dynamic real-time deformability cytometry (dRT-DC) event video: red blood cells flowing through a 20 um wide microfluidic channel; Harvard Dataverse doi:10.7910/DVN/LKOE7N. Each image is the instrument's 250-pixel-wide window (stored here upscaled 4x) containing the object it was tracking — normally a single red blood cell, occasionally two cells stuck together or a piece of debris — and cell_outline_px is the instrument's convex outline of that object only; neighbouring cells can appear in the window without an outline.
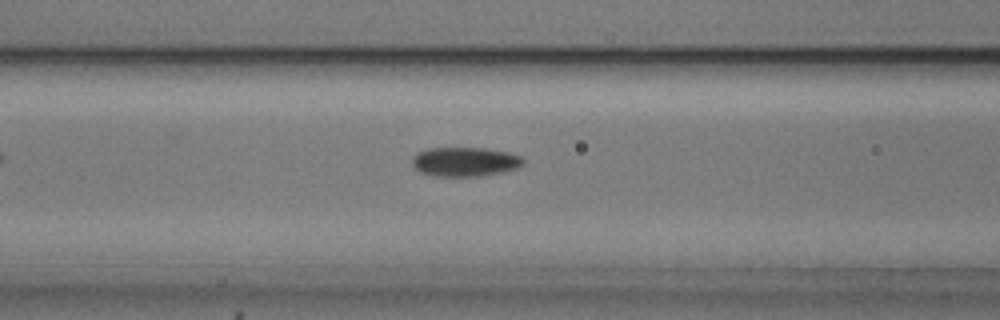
{"species": "common noctule bat (a hibernating species)", "species_latin": "Nyctalus noctula", "temperature_condition": "cold", "stored_images_in_passage": 41, "camera_frame_rate_fps": 3000, "um_per_image_px": 0.085, "animal": {"sex": "male", "body_mass_g": 20.5, "forearm_length_mm": 52.5}, "frame": {"image": 1, "passage_image": 8, "time_ms": 2.333, "image_size_px": [1000, 320], "cell_outline_px": [[524, 164], [516, 168], [504, 172], [480, 176], [432, 176], [420, 172], [412, 164], [412, 156], [416, 152], [428, 148], [484, 148], [508, 152], [520, 156], [524, 160]], "centroid_in_image_um": [39.5, 13.75], "position_along_channel_um": 127.1, "area_um2": 19.07}}
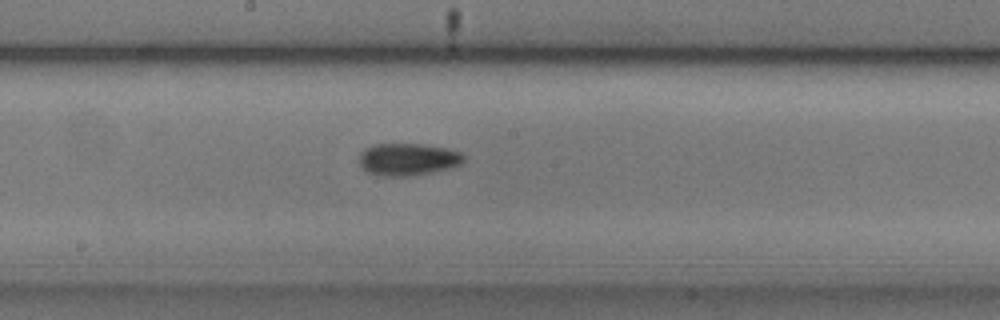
{"frame": {"image": 2, "passage_image": 15, "time_ms": 4.667, "image_size_px": [1000, 320], "cell_outline_px": [[464, 160], [460, 164], [448, 168], [408, 176], [388, 176], [368, 172], [360, 164], [360, 152], [364, 148], [372, 144], [424, 144], [448, 148], [460, 152], [464, 156]], "centroid_in_image_um": [34.66, 13.52], "position_along_channel_um": 213.5, "area_um2": 19.42}}
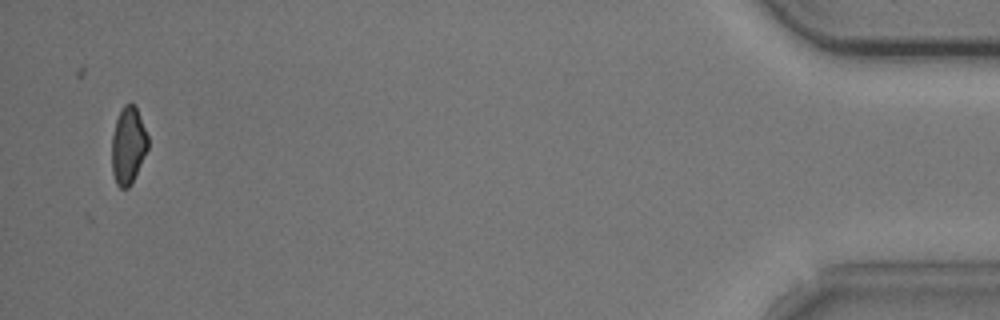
{"frame": {"image": 3, "passage_image": 39, "time_ms": 12.667, "image_size_px": [1000, 320], "cell_outline_px": [[148, 148], [132, 184], [128, 188], [120, 188], [116, 184], [112, 172], [112, 136], [116, 120], [124, 104], [132, 104], [136, 108], [148, 136]], "centroid_in_image_um": [10.89, 12.41], "position_along_channel_um": 424.3, "area_um2": 16.13}, "authors_computed_cell_mechanics": {"area_um2": 18.207, "velocity_mm_per_s": 3.6936, "shape_relaxation_time_tau1_ms": 3.6742, "shape_relaxation_time_tau2_ms": null, "deformation_change_tau1": 0.0844, "deformation_change_tau2": null}}